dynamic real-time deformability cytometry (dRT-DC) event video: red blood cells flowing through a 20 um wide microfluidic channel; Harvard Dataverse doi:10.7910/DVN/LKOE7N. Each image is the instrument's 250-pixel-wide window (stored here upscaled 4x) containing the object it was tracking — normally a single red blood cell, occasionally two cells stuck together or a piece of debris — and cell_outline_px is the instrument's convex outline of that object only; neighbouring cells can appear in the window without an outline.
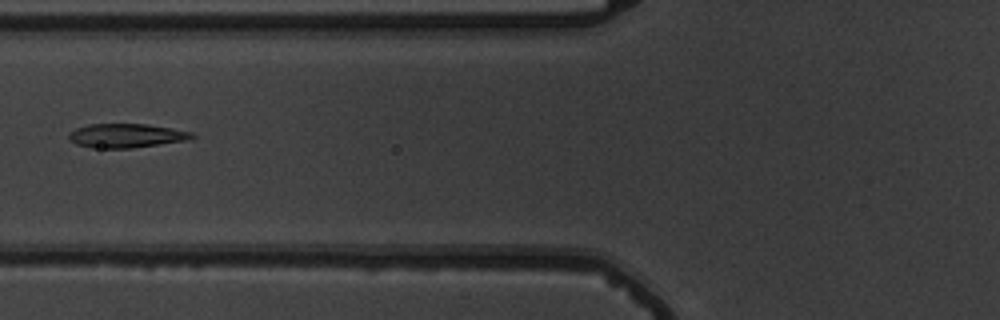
{"species": "common noctule bat (a hibernating species)", "species_latin": "Nyctalus noctula", "temperature_condition": "warm", "stored_images_in_passage": 6, "camera_frame_rate_fps": 3000, "um_per_image_px": 0.085, "animal": {"sex": "male", "body_mass_g": 19.5, "forearm_length_mm": 54.6}, "frame": {"image": 1, "passage_image": 6, "time_ms": 5.667, "image_size_px": [1000, 320], "cell_outline_px": [[196, 136], [188, 140], [132, 148], [92, 148], [76, 144], [68, 140], [68, 132], [76, 128], [88, 124], [148, 124], [172, 128], [192, 132]], "centroid_in_image_um": [10.7, 11.53], "position_along_channel_um": 115.1, "area_um2": 17.4}}